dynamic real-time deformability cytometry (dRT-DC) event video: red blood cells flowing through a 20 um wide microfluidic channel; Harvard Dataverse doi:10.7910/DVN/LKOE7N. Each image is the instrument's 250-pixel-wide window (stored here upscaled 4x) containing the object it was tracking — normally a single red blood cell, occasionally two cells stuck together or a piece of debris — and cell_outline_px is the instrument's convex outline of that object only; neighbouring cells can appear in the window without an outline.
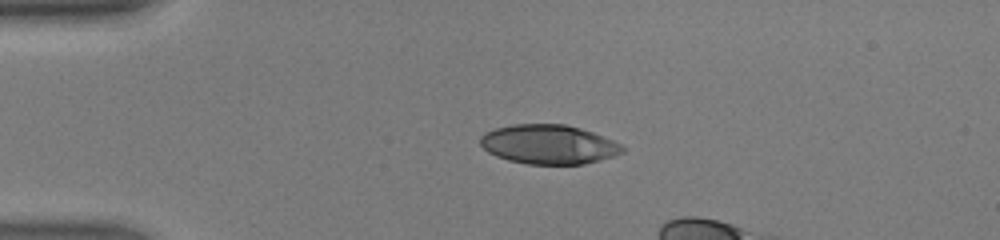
{"species": "human", "species_latin": "Homo sapiens", "temperature_condition": "warm", "stored_images_in_passage": 32, "camera_frame_rate_fps": 3000, "um_per_image_px": 0.085, "donor": {"sex": "male"}, "frame": {"image": 1, "passage_image": 1, "time_ms": 0.0, "image_size_px": [1000, 240], "cell_outline_px": [[628, 148], [624, 152], [600, 160], [584, 164], [528, 164], [508, 160], [496, 156], [488, 152], [480, 144], [480, 136], [484, 132], [496, 128], [512, 124], [564, 124], [580, 128], [592, 132], [612, 140]], "centroid_in_image_um": [46.63, 12.27], "position_along_channel_um": 38.4, "area_um2": 32.6}}
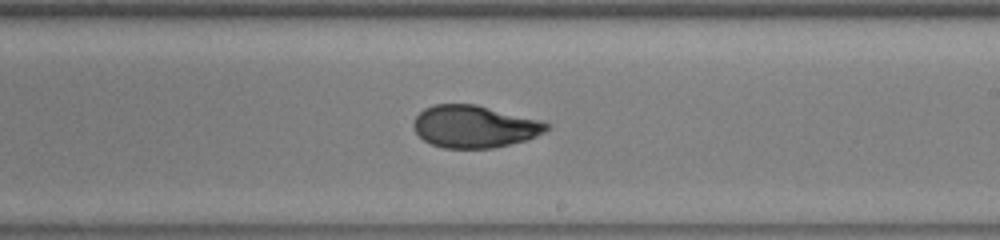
{"frame": {"image": 2, "passage_image": 18, "time_ms": 5.667, "image_size_px": [1000, 240], "cell_outline_px": [[552, 124], [544, 132], [536, 136], [524, 140], [492, 148], [444, 148], [432, 144], [424, 140], [412, 128], [412, 124], [416, 116], [424, 108], [432, 104], [476, 104], [540, 120]], "centroid_in_image_um": [40.3, 10.74], "position_along_channel_um": 248.7, "area_um2": 32.71}}
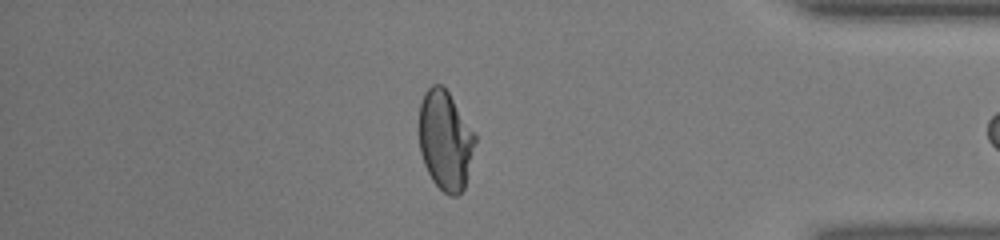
{"frame": {"image": 3, "passage_image": 30, "time_ms": 9.667, "image_size_px": [1000, 240], "cell_outline_px": [[476, 140], [468, 176], [464, 188], [456, 196], [448, 196], [432, 180], [424, 164], [420, 152], [420, 104], [424, 92], [432, 84], [440, 84], [448, 92], [476, 132]], "centroid_in_image_um": [37.87, 11.93], "position_along_channel_um": 397.3, "area_um2": 32.54}, "authors_computed_cell_mechanics": {"area_um2": 33.235, "velocity_mm_per_s": 4.4421, "shape_relaxation_time_tau1_ms": null, "shape_relaxation_time_tau2_ms": 0.8879, "deformation_change_tau1": null, "deformation_change_tau2": 0.0585}}